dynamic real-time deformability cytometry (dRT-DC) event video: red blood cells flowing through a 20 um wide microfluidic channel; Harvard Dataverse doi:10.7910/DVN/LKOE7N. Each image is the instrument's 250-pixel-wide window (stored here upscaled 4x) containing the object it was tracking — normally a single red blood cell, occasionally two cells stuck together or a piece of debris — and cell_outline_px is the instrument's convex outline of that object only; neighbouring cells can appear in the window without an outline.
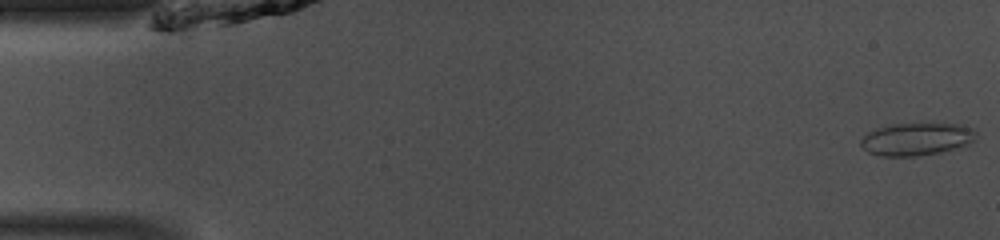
{"species": "common noctule bat (a hibernating species)", "species_latin": "Nyctalus noctula", "temperature_condition": "room temperature", "stored_images_in_passage": 48, "camera_frame_rate_fps": 3000, "um_per_image_px": 0.085, "animal": {"sex": "male", "body_mass_g": 13.0, "forearm_length_mm": 53.1}, "frame": {"image": 1, "passage_image": 1, "time_ms": 0.0, "image_size_px": [1000, 240], "cell_outline_px": [[976, 140], [960, 148], [940, 152], [916, 156], [880, 156], [868, 152], [860, 144], [860, 140], [868, 132], [876, 128], [892, 124], [960, 124], [972, 128], [976, 132]], "centroid_in_image_um": [77.93, 11.83], "position_along_channel_um": 7.1, "area_um2": 21.96}}
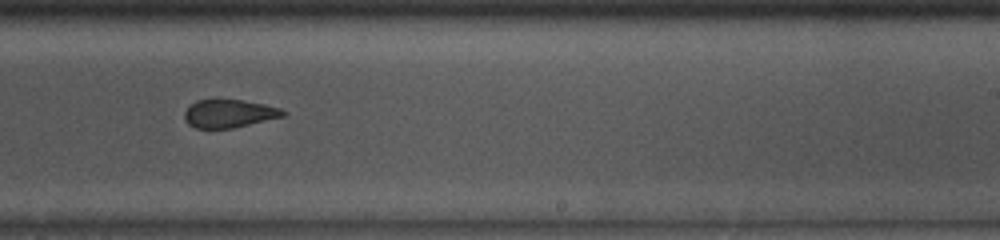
{"frame": {"image": 2, "passage_image": 29, "time_ms": 9.333, "image_size_px": [1000, 240], "cell_outline_px": [[288, 112], [284, 116], [232, 128], [196, 128], [188, 124], [184, 120], [184, 112], [196, 100], [240, 100], [264, 104], [280, 108]], "centroid_in_image_um": [19.47, 9.66], "position_along_channel_um": 269.5, "area_um2": 15.95}}
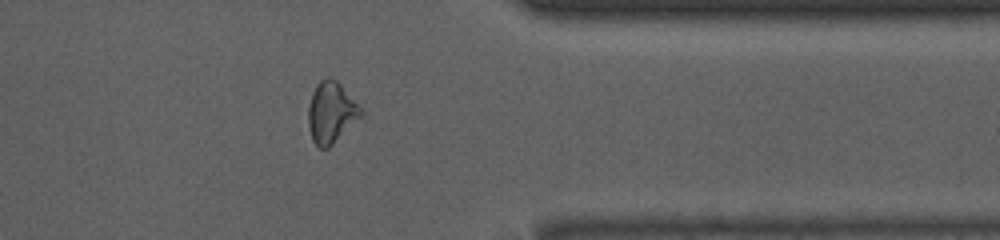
{"frame": {"image": 3, "passage_image": 38, "time_ms": 12.333, "image_size_px": [1000, 240], "cell_outline_px": [[364, 116], [328, 148], [320, 148], [312, 140], [308, 124], [308, 108], [312, 92], [316, 84], [320, 80], [328, 76], [336, 80], [340, 84], [364, 112]], "centroid_in_image_um": [28.16, 9.57], "position_along_channel_um": 383.2, "area_um2": 18.84}, "authors_computed_cell_mechanics": {"area_um2": 18.5249, "velocity_mm_per_s": 4.1178, "shape_relaxation_time_tau1_ms": null, "shape_relaxation_time_tau2_ms": 1.7181, "deformation_change_tau1": null, "deformation_change_tau2": 0.0649}}